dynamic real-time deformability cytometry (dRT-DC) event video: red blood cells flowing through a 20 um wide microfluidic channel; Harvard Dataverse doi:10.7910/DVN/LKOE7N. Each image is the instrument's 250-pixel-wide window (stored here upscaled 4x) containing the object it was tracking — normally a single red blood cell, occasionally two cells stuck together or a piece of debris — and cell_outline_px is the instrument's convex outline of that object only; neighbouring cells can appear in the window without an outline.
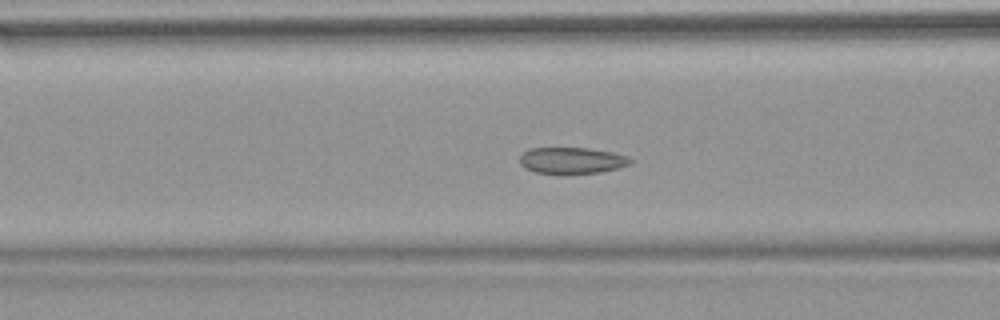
{"species": "common noctule bat (a hibernating species)", "species_latin": "Nyctalus noctula", "temperature_condition": "warm", "stored_images_in_passage": 55, "camera_frame_rate_fps": 3000, "um_per_image_px": 0.085, "animal": {"sex": "female", "body_mass_g": 18.4}, "frame": {"image": 1, "passage_image": 22, "time_ms": 7.0, "image_size_px": [1000, 320], "cell_outline_px": [[632, 164], [600, 172], [536, 172], [524, 168], [520, 164], [520, 156], [524, 152], [532, 148], [588, 148], [612, 152], [628, 156], [632, 160]], "centroid_in_image_um": [48.62, 13.61], "position_along_channel_um": 118.0, "area_um2": 16.53}}
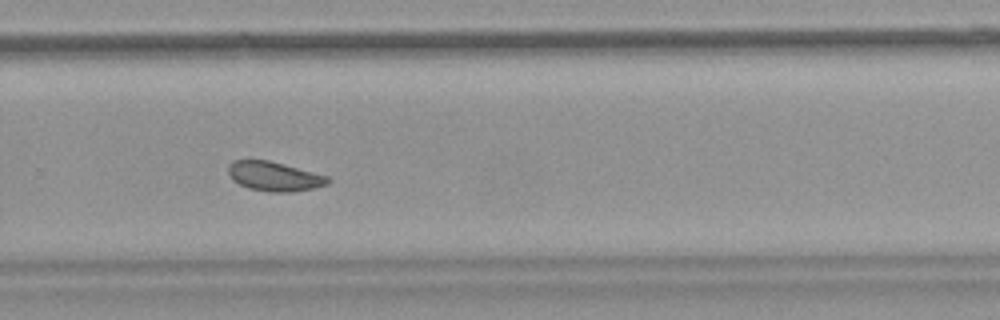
{"frame": {"image": 2, "passage_image": 37, "time_ms": 12.0, "image_size_px": [1000, 320], "cell_outline_px": [[332, 180], [328, 184], [312, 188], [292, 192], [272, 192], [248, 188], [232, 180], [228, 172], [228, 164], [232, 160], [268, 160], [284, 164], [328, 176]], "centroid_in_image_um": [23.3, 14.99], "position_along_channel_um": 306.5, "area_um2": 17.05}}
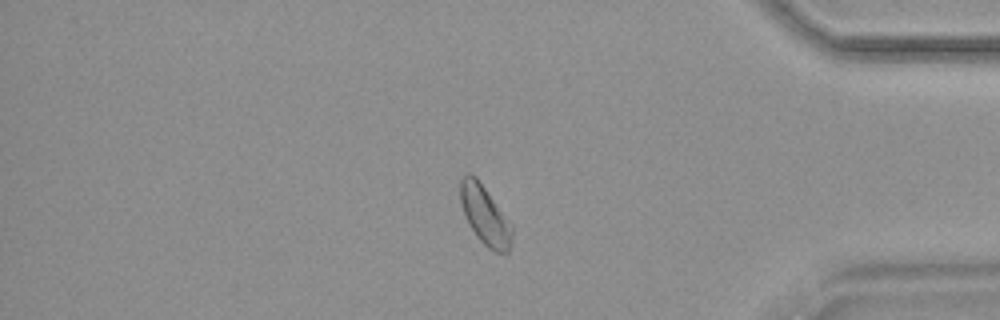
{"frame": {"image": 3, "passage_image": 46, "time_ms": 15.0, "image_size_px": [1000, 320], "cell_outline_px": [[512, 240], [508, 252], [496, 252], [488, 248], [476, 236], [468, 224], [460, 200], [460, 180], [468, 172], [476, 176], [512, 224]], "centroid_in_image_um": [41.22, 18.29], "position_along_channel_um": 394.0, "area_um2": 17.69}, "authors_computed_cell_mechanics": {"area_um2": 18.3804, "velocity_mm_per_s": 3.7867, "shape_relaxation_time_tau1_ms": null, "shape_relaxation_time_tau2_ms": 2.9121, "deformation_change_tau1": null, "deformation_change_tau2": 0.0546}}